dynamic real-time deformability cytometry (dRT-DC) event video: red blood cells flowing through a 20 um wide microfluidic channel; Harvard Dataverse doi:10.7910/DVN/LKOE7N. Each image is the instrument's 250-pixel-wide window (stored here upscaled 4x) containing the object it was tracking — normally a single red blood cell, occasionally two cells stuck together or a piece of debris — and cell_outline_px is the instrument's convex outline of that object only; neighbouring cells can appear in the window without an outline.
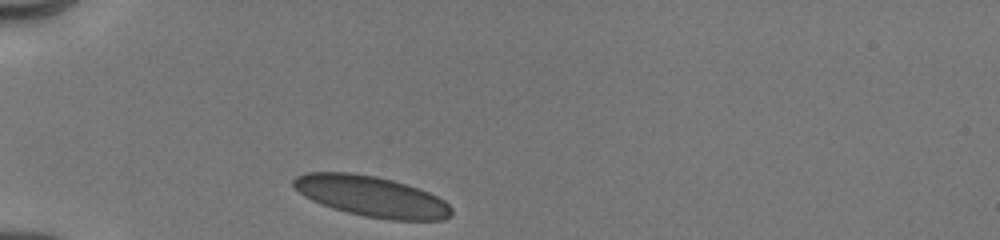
{"species": "human", "species_latin": "Homo sapiens", "temperature_condition": "cold", "stored_images_in_passage": 29, "camera_frame_rate_fps": 3000, "um_per_image_px": 0.085, "donor": {"sex": "male"}, "frame": {"image": 1, "passage_image": 1, "time_ms": 0.0, "image_size_px": [1000, 240], "cell_outline_px": [[452, 216], [444, 220], [392, 220], [364, 216], [332, 208], [320, 204], [304, 196], [292, 184], [292, 180], [296, 176], [304, 172], [352, 172], [376, 176], [392, 180], [428, 192], [444, 200], [452, 208]], "centroid_in_image_um": [31.57, 16.69], "position_along_channel_um": 53.4, "area_um2": 37.4}}
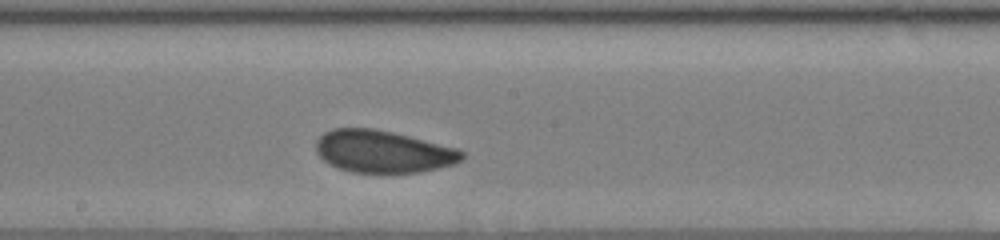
{"frame": {"image": 2, "passage_image": 17, "time_ms": 4.667, "image_size_px": [1000, 240], "cell_outline_px": [[464, 160], [456, 164], [420, 172], [352, 172], [328, 164], [316, 152], [316, 140], [324, 132], [332, 128], [372, 128], [392, 132], [456, 148], [464, 152]], "centroid_in_image_um": [32.55, 12.88], "position_along_channel_um": 215.6, "area_um2": 35.84}}
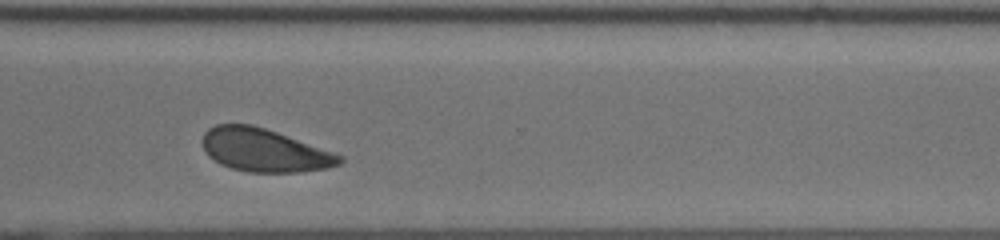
{"frame": {"image": 3, "passage_image": 28, "time_ms": 8.0, "image_size_px": [1000, 240], "cell_outline_px": [[344, 160], [340, 164], [324, 168], [300, 172], [248, 172], [232, 168], [220, 164], [208, 156], [204, 148], [204, 132], [208, 128], [216, 124], [252, 124], [276, 132], [344, 156]], "centroid_in_image_um": [22.45, 12.77], "position_along_channel_um": 348.1, "area_um2": 34.04}}